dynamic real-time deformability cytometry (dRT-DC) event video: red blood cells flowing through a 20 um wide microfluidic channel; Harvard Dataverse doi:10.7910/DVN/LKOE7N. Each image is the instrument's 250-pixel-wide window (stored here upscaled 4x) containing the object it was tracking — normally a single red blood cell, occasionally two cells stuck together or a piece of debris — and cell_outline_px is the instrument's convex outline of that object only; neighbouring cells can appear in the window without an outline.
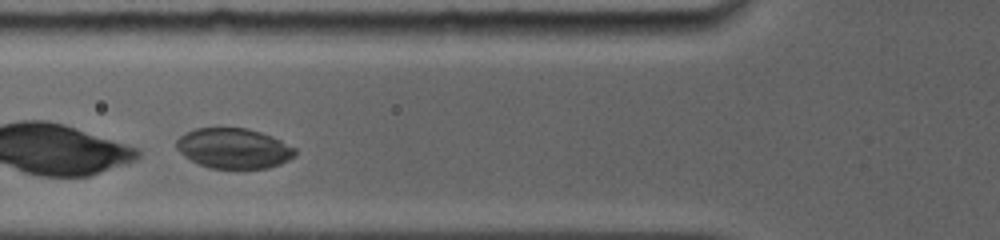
{"species": "common noctule bat (a hibernating species)", "species_latin": "Nyctalus noctula", "temperature_condition": "room temperature", "stored_images_in_passage": 3, "camera_frame_rate_fps": 5000, "um_per_image_px": 0.085, "animal": {"sex": "female", "body_mass_g": 19.0, "forearm_length_mm": 56.7}, "frame": {"image": 1, "passage_image": 2, "time_ms": 0.8, "image_size_px": [1000, 240], "cell_outline_px": [[296, 156], [280, 164], [268, 168], [236, 172], [208, 168], [184, 156], [176, 148], [176, 140], [184, 132], [196, 128], [248, 128], [272, 136], [296, 148]], "centroid_in_image_um": [19.87, 12.66], "position_along_channel_um": 105.9, "area_um2": 28.73}}